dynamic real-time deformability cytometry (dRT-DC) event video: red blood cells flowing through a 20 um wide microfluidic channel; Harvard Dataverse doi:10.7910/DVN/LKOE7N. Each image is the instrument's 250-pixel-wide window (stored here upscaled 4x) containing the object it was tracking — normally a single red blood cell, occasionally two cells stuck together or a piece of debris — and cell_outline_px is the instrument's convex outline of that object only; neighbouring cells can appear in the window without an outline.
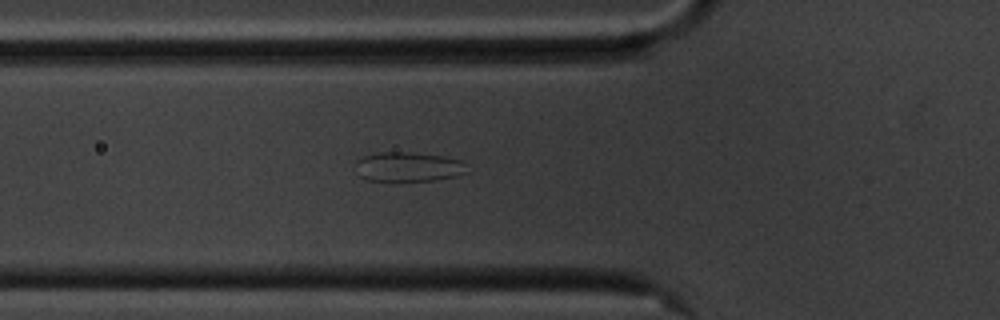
{"species": "common noctule bat (a hibernating species)", "species_latin": "Nyctalus noctula", "temperature_condition": "cold", "stored_images_in_passage": 39, "camera_frame_rate_fps": 3000, "um_per_image_px": 0.085, "animal": {"sex": "male", "body_mass_g": 20.1, "forearm_length_mm": 53.5}, "frame": {"image": 1, "passage_image": 2, "time_ms": 0.333, "image_size_px": [1000, 320], "cell_outline_px": [[468, 172], [456, 176], [432, 180], [388, 184], [368, 180], [360, 176], [356, 160], [364, 156], [380, 152], [408, 152], [444, 156], [460, 160]], "centroid_in_image_um": [34.66, 14.22], "position_along_channel_um": 91.1, "area_um2": 19.65}}
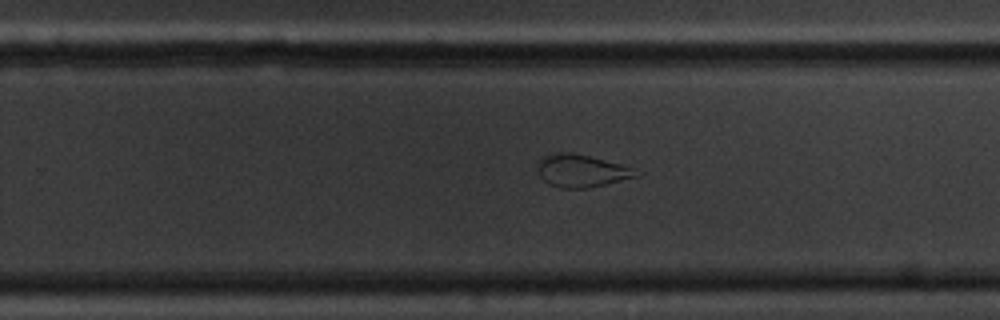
{"frame": {"image": 2, "passage_image": 18, "time_ms": 5.667, "image_size_px": [1000, 320], "cell_outline_px": [[644, 172], [636, 176], [588, 188], [560, 188], [548, 184], [540, 176], [536, 168], [540, 160], [544, 156], [556, 152], [572, 152], [620, 164]], "centroid_in_image_um": [49.39, 14.52], "position_along_channel_um": 280.4, "area_um2": 18.55}}
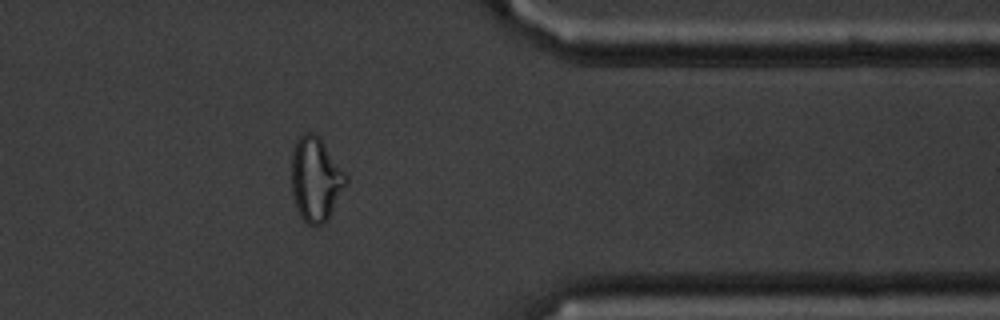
{"frame": {"image": 3, "passage_image": 28, "time_ms": 9.0, "image_size_px": [1000, 320], "cell_outline_px": [[348, 184], [328, 220], [324, 224], [316, 228], [308, 224], [300, 216], [296, 208], [292, 192], [292, 152], [296, 140], [304, 132], [312, 132], [320, 136], [348, 176]], "centroid_in_image_um": [26.86, 15.25], "position_along_channel_um": 384.5, "area_um2": 27.34}}